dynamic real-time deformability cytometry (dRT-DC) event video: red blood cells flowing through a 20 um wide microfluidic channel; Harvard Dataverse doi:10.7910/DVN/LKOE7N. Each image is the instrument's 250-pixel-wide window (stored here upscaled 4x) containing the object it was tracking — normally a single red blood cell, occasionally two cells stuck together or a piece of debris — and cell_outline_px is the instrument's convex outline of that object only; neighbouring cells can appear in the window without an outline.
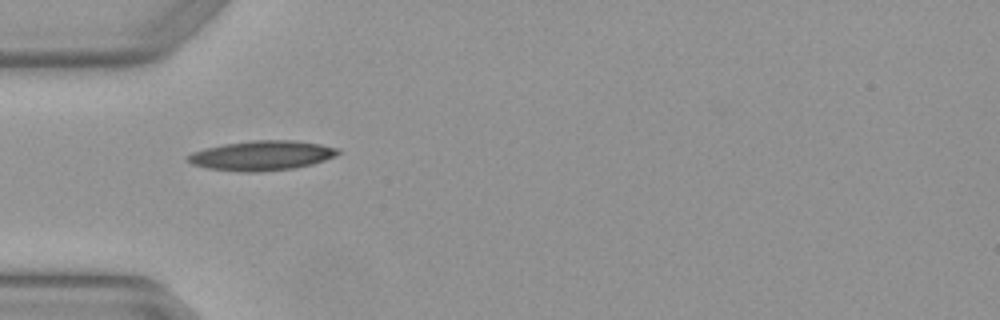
{"species": "Egyptian fruit bat (a non-hibernating species)", "species_latin": "Rousettus aegyptiacus", "temperature_condition": "warm", "stored_images_in_passage": 4, "camera_frame_rate_fps": 3000, "um_per_image_px": 0.085, "animal": {"sex": "female"}, "frame": {"image": 1, "passage_image": 2, "time_ms": 0.333, "image_size_px": [1000, 320], "cell_outline_px": [[340, 152], [324, 160], [312, 164], [296, 168], [260, 172], [240, 172], [208, 168], [192, 164], [184, 160], [184, 156], [192, 152], [204, 148], [224, 144], [252, 140], [296, 140], [320, 144], [340, 148]], "centroid_in_image_um": [22.2, 13.22], "position_along_channel_um": 62.8, "area_um2": 26.24}}
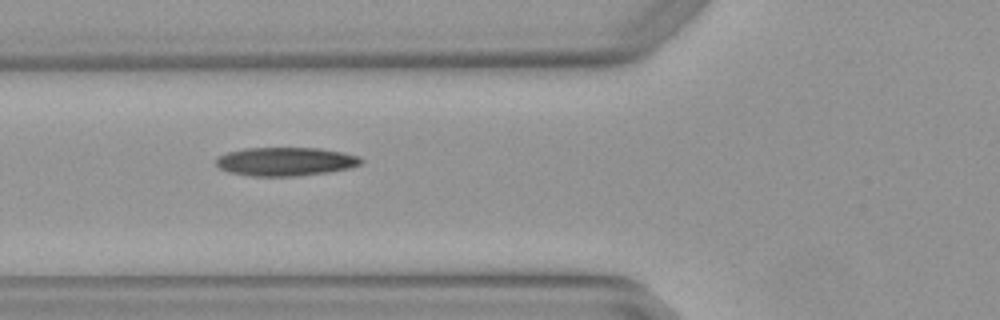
{"frame": {"image": 2, "passage_image": 3, "time_ms": 0.667, "image_size_px": [1000, 320], "cell_outline_px": [[364, 164], [352, 168], [328, 172], [300, 176], [252, 176], [228, 172], [220, 168], [216, 164], [216, 156], [228, 152], [244, 148], [320, 148], [344, 152], [360, 156], [364, 160]], "centroid_in_image_um": [24.33, 13.73], "position_along_channel_um": 101.5, "area_um2": 24.57}}
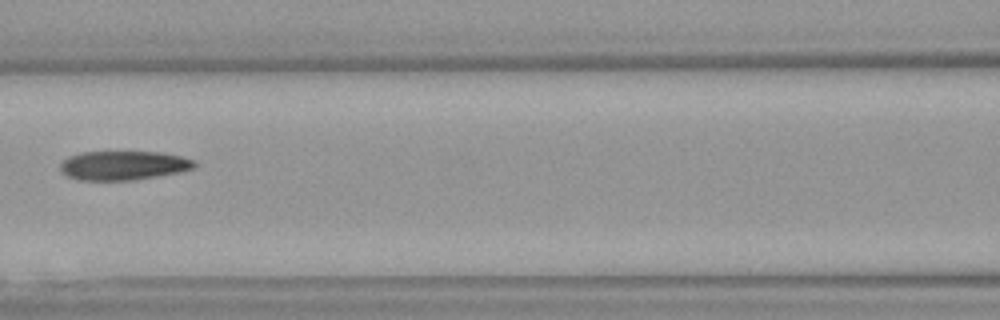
{"frame": {"image": 3, "passage_image": 4, "time_ms": 1.0, "image_size_px": [1000, 320], "cell_outline_px": [[196, 168], [180, 172], [136, 180], [80, 180], [68, 176], [60, 168], [60, 164], [68, 156], [80, 152], [160, 152], [180, 156], [196, 160]], "centroid_in_image_um": [10.53, 14.06], "position_along_channel_um": 156.1, "area_um2": 22.83}}